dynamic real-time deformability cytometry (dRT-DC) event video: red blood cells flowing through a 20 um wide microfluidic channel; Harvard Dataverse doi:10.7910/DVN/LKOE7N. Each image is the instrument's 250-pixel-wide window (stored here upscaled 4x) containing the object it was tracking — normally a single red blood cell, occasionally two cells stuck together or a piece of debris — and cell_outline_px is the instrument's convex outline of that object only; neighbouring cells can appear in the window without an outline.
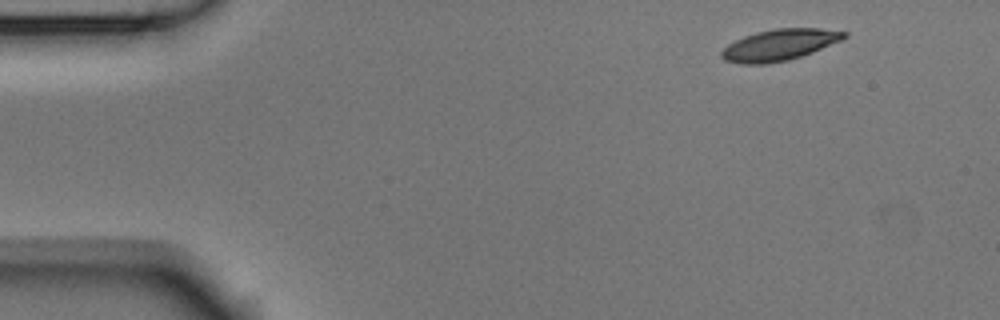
{"species": "Egyptian fruit bat (a non-hibernating species)", "species_latin": "Rousettus aegyptiacus", "temperature_condition": "room temperature", "stored_images_in_passage": 3, "camera_frame_rate_fps": 3000, "um_per_image_px": 0.085, "animal": {"sex": "male"}, "frame": {"image": 1, "passage_image": 1, "time_ms": 0.0, "image_size_px": [1000, 320], "cell_outline_px": [[848, 36], [840, 40], [812, 52], [788, 60], [764, 64], [740, 64], [724, 60], [720, 56], [720, 52], [728, 44], [744, 36], [756, 32], [776, 28], [820, 28], [848, 32]], "centroid_in_image_um": [66.22, 3.81], "position_along_channel_um": 18.8, "area_um2": 22.25}}
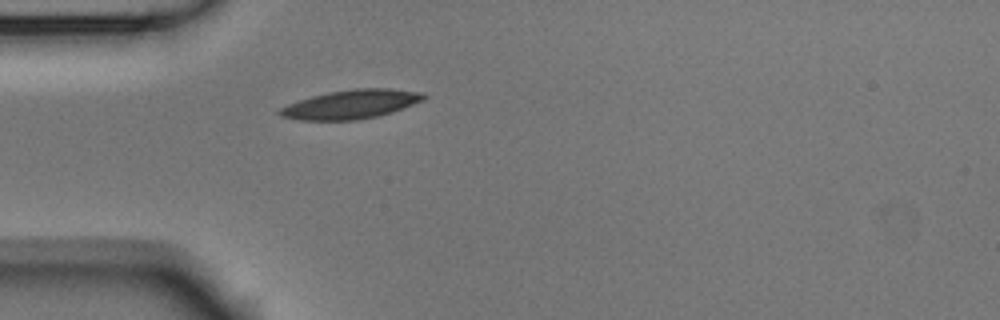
{"frame": {"image": 2, "passage_image": 3, "time_ms": 0.667, "image_size_px": [1000, 320], "cell_outline_px": [[428, 96], [424, 100], [392, 112], [376, 116], [356, 120], [300, 120], [280, 116], [276, 112], [280, 108], [288, 104], [312, 96], [328, 92], [356, 88], [388, 88], [424, 92]], "centroid_in_image_um": [29.86, 8.86], "position_along_channel_um": 55.1, "area_um2": 24.28}}